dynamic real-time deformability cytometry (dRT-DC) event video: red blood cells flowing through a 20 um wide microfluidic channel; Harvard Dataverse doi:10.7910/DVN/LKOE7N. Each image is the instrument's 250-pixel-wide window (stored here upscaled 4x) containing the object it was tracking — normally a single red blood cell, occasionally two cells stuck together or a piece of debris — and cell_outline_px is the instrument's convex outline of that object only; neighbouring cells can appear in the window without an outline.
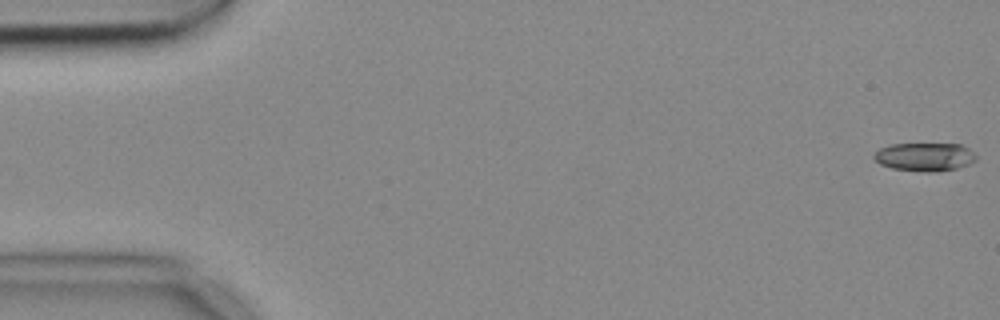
{"species": "common noctule bat (a hibernating species)", "species_latin": "Nyctalus noctula", "temperature_condition": "cold", "stored_images_in_passage": 55, "camera_frame_rate_fps": 3000, "um_per_image_px": 0.085, "animal": {"sex": "female", "body_mass_g": 18.4}, "frame": {"image": 1, "passage_image": 1, "time_ms": 0.0, "image_size_px": [1000, 320], "cell_outline_px": [[976, 160], [968, 164], [956, 168], [892, 168], [880, 164], [872, 156], [880, 148], [892, 144], [960, 144], [968, 148], [976, 156]], "centroid_in_image_um": [78.58, 13.26], "position_along_channel_um": 6.4, "area_um2": 15.66}}
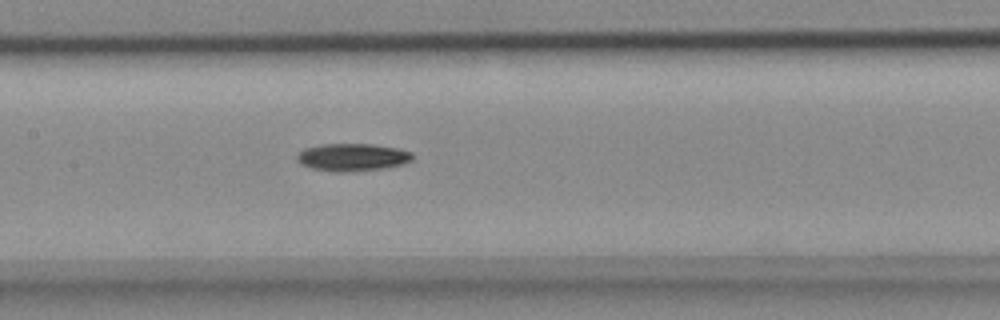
{"frame": {"image": 2, "passage_image": 26, "time_ms": 8.333, "image_size_px": [1000, 320], "cell_outline_px": [[412, 160], [404, 164], [380, 168], [344, 172], [336, 172], [312, 168], [300, 164], [296, 160], [296, 156], [304, 148], [324, 144], [372, 144], [396, 148], [412, 152]], "centroid_in_image_um": [29.93, 13.36], "position_along_channel_um": 177.5, "area_um2": 18.38}}
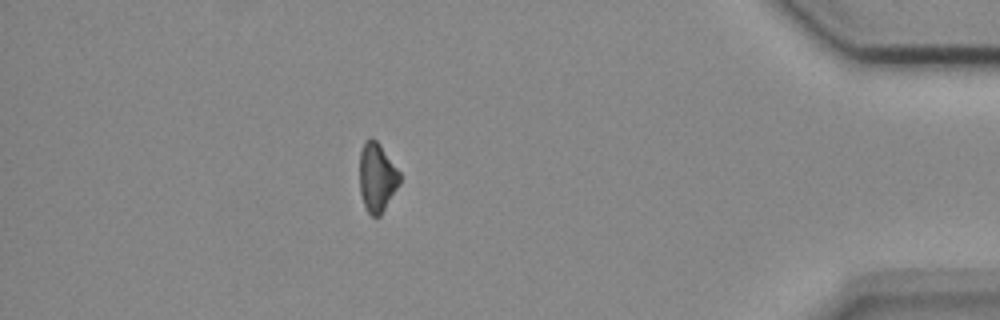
{"frame": {"image": 3, "passage_image": 48, "time_ms": 15.667, "image_size_px": [1000, 320], "cell_outline_px": [[400, 184], [380, 216], [372, 216], [368, 212], [364, 204], [360, 192], [360, 152], [364, 140], [372, 136], [380, 144], [400, 172]], "centroid_in_image_um": [32.05, 15.05], "position_along_channel_um": 403.2, "area_um2": 16.18}, "authors_computed_cell_mechanics": {"area_um2": 17.34, "velocity_mm_per_s": 3.6978, "shape_relaxation_time_tau1_ms": 6.8869, "shape_relaxation_time_tau2_ms": null, "deformation_change_tau1": 0.1417, "deformation_change_tau2": null}}